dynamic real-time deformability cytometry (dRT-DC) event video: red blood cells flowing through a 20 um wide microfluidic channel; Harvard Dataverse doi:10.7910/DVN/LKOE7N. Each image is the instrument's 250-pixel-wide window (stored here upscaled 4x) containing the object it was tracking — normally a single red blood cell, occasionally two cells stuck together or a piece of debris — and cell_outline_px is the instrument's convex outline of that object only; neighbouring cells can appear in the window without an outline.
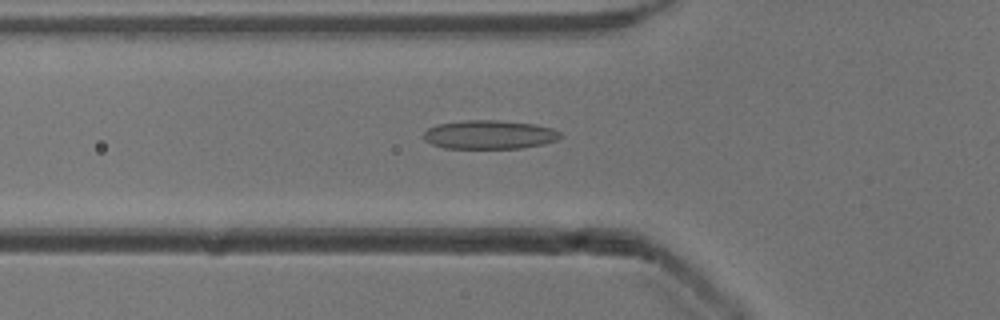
{"species": "common noctule bat (a hibernating species)", "species_latin": "Nyctalus noctula", "temperature_condition": "cold", "stored_images_in_passage": 52, "camera_frame_rate_fps": 3000, "um_per_image_px": 0.085, "animal": {"sex": "male", "body_mass_g": 13.3}, "frame": {"image": 1, "passage_image": 18, "time_ms": 5.667, "image_size_px": [1000, 320], "cell_outline_px": [[564, 136], [556, 140], [544, 144], [520, 148], [444, 148], [432, 144], [424, 140], [424, 132], [428, 128], [436, 124], [464, 120], [500, 120], [536, 124], [552, 128], [560, 132]], "centroid_in_image_um": [41.61, 11.44], "position_along_channel_um": 84.2, "area_um2": 23.12}}
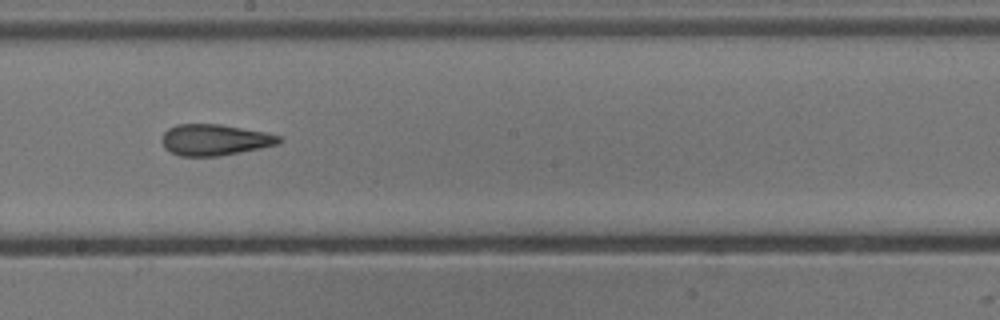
{"frame": {"image": 2, "passage_image": 29, "time_ms": 9.333, "image_size_px": [1000, 320], "cell_outline_px": [[284, 140], [276, 144], [260, 148], [220, 156], [180, 156], [164, 148], [160, 140], [164, 132], [168, 128], [176, 124], [220, 124], [264, 132], [284, 136]], "centroid_in_image_um": [18.24, 11.88], "position_along_channel_um": 230.0, "area_um2": 21.39}}
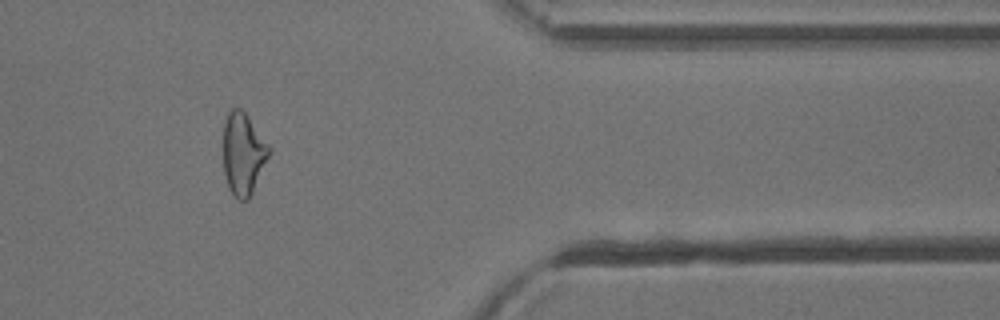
{"frame": {"image": 3, "passage_image": 43, "time_ms": 14.0, "image_size_px": [1000, 320], "cell_outline_px": [[268, 156], [252, 192], [248, 200], [240, 200], [228, 188], [224, 176], [224, 120], [228, 112], [232, 108], [240, 108], [244, 112], [268, 144]], "centroid_in_image_um": [20.63, 13.06], "position_along_channel_um": 390.8, "area_um2": 21.27}, "authors_computed_cell_mechanics": {"area_um2": 22.5131, "velocity_mm_per_s": 3.9384, "shape_relaxation_time_tau1_ms": null, "shape_relaxation_time_tau2_ms": 2.9387, "deformation_change_tau1": null, "deformation_change_tau2": 0.1229}}